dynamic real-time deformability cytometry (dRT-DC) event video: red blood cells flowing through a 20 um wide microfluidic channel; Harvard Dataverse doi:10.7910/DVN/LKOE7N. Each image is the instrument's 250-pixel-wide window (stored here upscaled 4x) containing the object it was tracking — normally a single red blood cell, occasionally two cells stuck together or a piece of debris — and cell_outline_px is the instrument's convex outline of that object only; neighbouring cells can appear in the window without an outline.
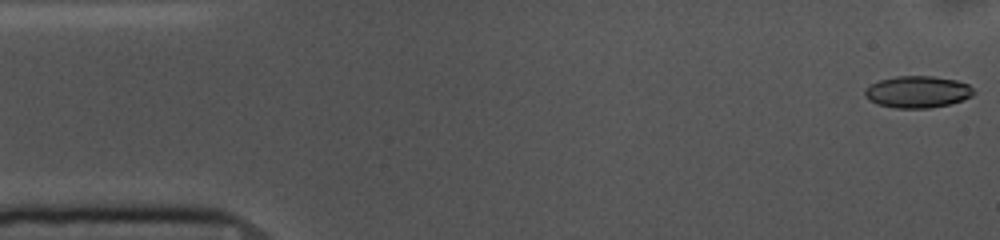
{"species": "common noctule bat (a hibernating species)", "species_latin": "Nyctalus noctula", "temperature_condition": "cold", "stored_images_in_passage": 53, "camera_frame_rate_fps": 3000, "um_per_image_px": 0.085, "animal": {"sex": "female", "body_mass_g": 10.0, "forearm_length_mm": 53.1}, "frame": {"image": 1, "passage_image": 1, "time_ms": 0.0, "image_size_px": [1000, 240], "cell_outline_px": [[976, 92], [972, 96], [948, 104], [928, 108], [896, 108], [876, 104], [868, 100], [864, 96], [864, 88], [880, 80], [896, 76], [932, 76], [956, 80], [968, 84]], "centroid_in_image_um": [77.96, 7.81], "position_along_channel_um": 7.0, "area_um2": 20.17}}
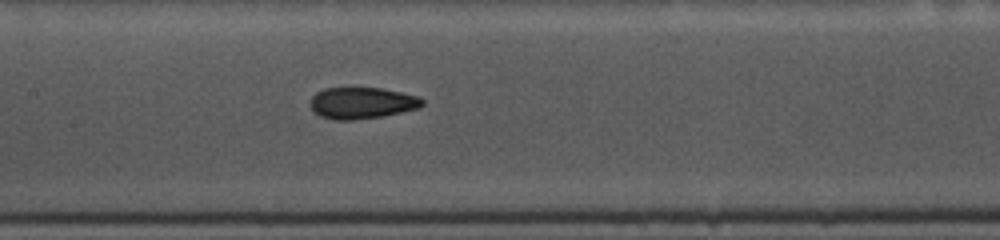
{"frame": {"image": 2, "passage_image": 24, "time_ms": 7.667, "image_size_px": [1000, 240], "cell_outline_px": [[424, 104], [420, 108], [384, 116], [352, 120], [336, 120], [320, 116], [312, 112], [308, 104], [312, 96], [316, 92], [324, 88], [384, 88], [420, 96], [424, 100]], "centroid_in_image_um": [30.76, 8.75], "position_along_channel_um": 176.6, "area_um2": 20.98}}
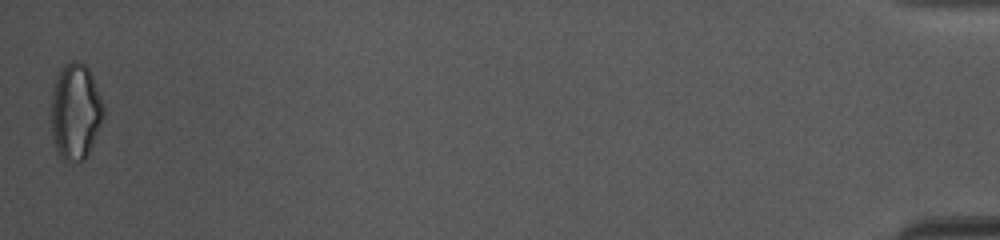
{"frame": {"image": 3, "passage_image": 53, "time_ms": 17.333, "image_size_px": [1000, 240], "cell_outline_px": [[104, 116], [88, 156], [84, 160], [64, 160], [60, 156], [56, 148], [52, 136], [52, 92], [56, 76], [60, 68], [64, 64], [72, 60], [80, 60], [88, 68], [92, 76], [104, 104]], "centroid_in_image_um": [6.43, 9.45], "position_along_channel_um": 428.8, "area_um2": 29.42}, "authors_computed_cell_mechanics": {"area_um2": 20.8658, "velocity_mm_per_s": 3.6612, "shape_relaxation_time_tau1_ms": 4.2728, "shape_relaxation_time_tau2_ms": 2.5215, "deformation_change_tau1": 0.1192, "deformation_change_tau2": 0.0829}}